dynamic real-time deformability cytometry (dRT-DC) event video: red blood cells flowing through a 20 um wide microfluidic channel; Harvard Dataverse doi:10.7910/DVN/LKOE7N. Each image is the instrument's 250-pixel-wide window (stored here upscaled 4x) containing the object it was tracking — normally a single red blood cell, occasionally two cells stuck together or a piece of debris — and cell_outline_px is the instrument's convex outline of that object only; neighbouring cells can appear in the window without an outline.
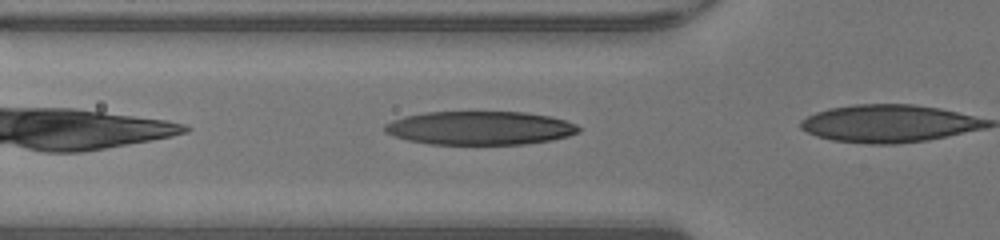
{"species": "human", "species_latin": "Homo sapiens", "temperature_condition": "warm", "stored_images_in_passage": 5, "camera_frame_rate_fps": 3000, "um_per_image_px": 0.085, "donor": {"sex": "male"}, "frame": {"image": 1, "passage_image": 3, "time_ms": 0.667, "image_size_px": [1000, 240], "cell_outline_px": [[580, 132], [568, 136], [548, 140], [524, 144], [428, 144], [408, 140], [392, 136], [384, 132], [384, 124], [392, 120], [404, 116], [424, 112], [524, 112], [548, 116], [564, 120], [576, 124], [580, 128]], "centroid_in_image_um": [40.74, 10.88], "position_along_channel_um": 85.1, "area_um2": 37.97}}